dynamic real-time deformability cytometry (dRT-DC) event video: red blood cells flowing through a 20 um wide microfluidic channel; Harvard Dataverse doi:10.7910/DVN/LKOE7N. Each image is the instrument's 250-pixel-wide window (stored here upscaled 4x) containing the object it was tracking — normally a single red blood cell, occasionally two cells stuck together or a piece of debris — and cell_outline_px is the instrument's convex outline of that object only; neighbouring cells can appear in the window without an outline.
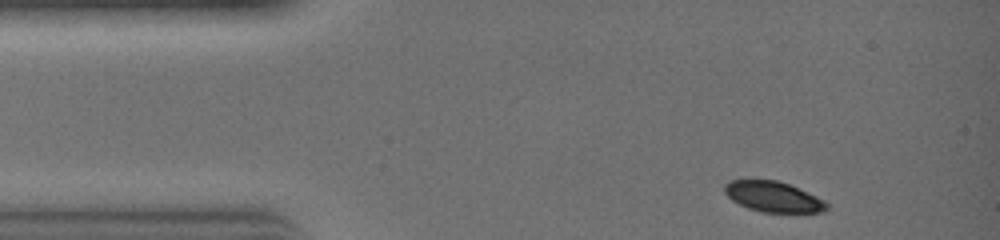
{"species": "common noctule bat (a hibernating species)", "species_latin": "Nyctalus noctula", "temperature_condition": "warm", "stored_images_in_passage": 25, "camera_frame_rate_fps": 3000, "um_per_image_px": 0.085, "animal": {"sex": "female", "body_mass_g": 19.0, "forearm_length_mm": 51.5}, "frame": {"image": 1, "passage_image": 1, "time_ms": 0.0, "image_size_px": [1000, 240], "cell_outline_px": [[828, 208], [824, 212], [760, 212], [748, 208], [732, 200], [724, 192], [724, 184], [732, 180], [776, 180], [788, 184], [816, 196], [824, 200], [828, 204]], "centroid_in_image_um": [65.72, 16.73], "position_along_channel_um": 19.3, "area_um2": 17.98}}
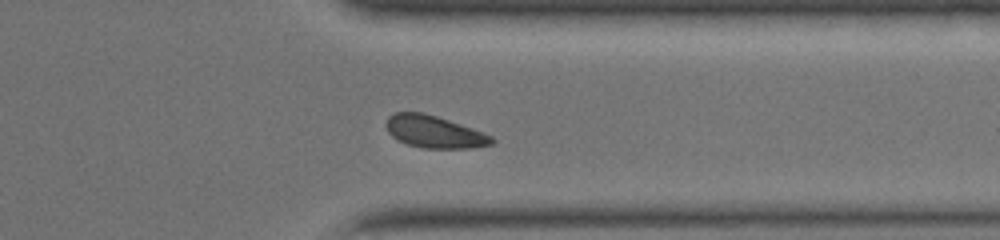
{"frame": {"image": 2, "passage_image": 21, "time_ms": 6.667, "image_size_px": [1000, 240], "cell_outline_px": [[496, 140], [492, 144], [472, 148], [424, 148], [408, 144], [392, 136], [388, 132], [384, 124], [388, 116], [396, 112], [420, 112], [436, 116], [484, 132], [492, 136]], "centroid_in_image_um": [36.91, 11.2], "position_along_channel_um": 374.5, "area_um2": 19.77}}
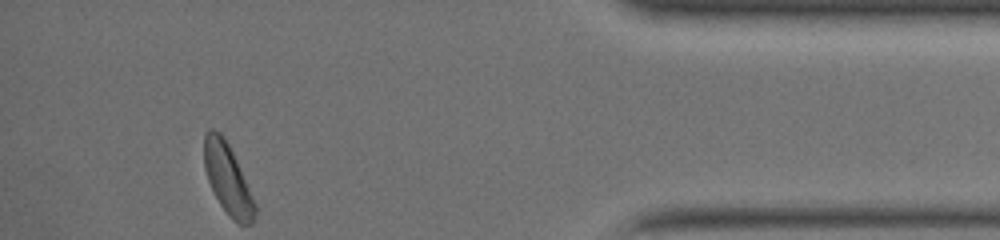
{"frame": {"image": 3, "passage_image": 25, "time_ms": 8.0, "image_size_px": [1000, 240], "cell_outline_px": [[256, 216], [252, 224], [240, 224], [232, 220], [220, 204], [208, 180], [204, 168], [204, 132], [208, 128], [212, 128], [220, 132], [224, 136], [236, 160], [256, 204]], "centroid_in_image_um": [19.35, 15.2], "position_along_channel_um": 415.9, "area_um2": 20.69}}